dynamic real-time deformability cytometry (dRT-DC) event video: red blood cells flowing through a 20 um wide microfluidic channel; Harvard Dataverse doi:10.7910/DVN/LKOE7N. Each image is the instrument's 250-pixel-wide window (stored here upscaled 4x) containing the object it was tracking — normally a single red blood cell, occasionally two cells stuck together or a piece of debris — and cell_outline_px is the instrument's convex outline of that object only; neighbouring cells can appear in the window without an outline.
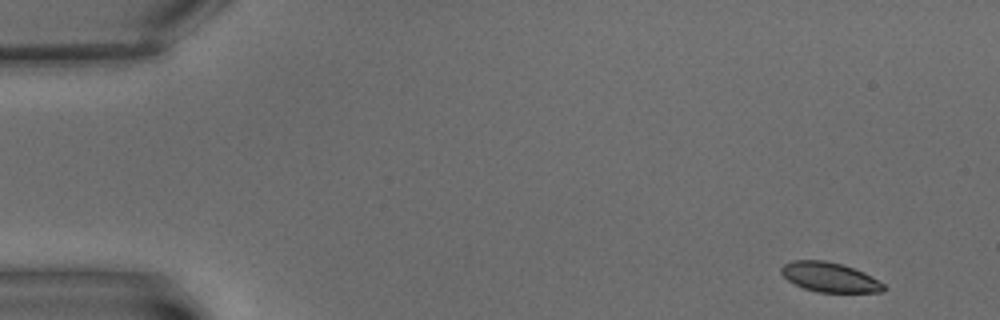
{"species": "common noctule bat (a hibernating species)", "species_latin": "Nyctalus noctula", "temperature_condition": "warm", "stored_images_in_passage": 9, "camera_frame_rate_fps": 3000, "um_per_image_px": 0.085, "animal": {"sex": "male", "body_mass_g": 15.6}, "frame": {"image": 1, "passage_image": 1, "time_ms": 0.0, "image_size_px": [1000, 320], "cell_outline_px": [[884, 292], [816, 292], [804, 288], [788, 280], [780, 272], [780, 268], [784, 264], [792, 260], [824, 260], [840, 264], [864, 272], [872, 276], [884, 284]], "centroid_in_image_um": [70.51, 23.56], "position_along_channel_um": 14.5, "area_um2": 17.57}}
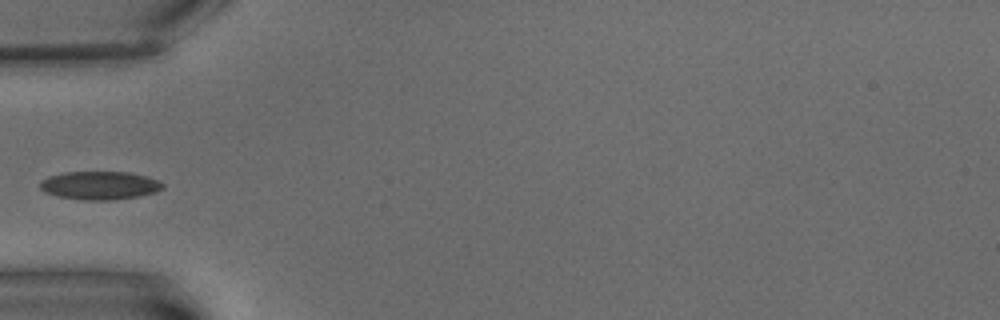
{"frame": {"image": 2, "passage_image": 6, "time_ms": 6.0, "image_size_px": [1000, 320], "cell_outline_px": [[164, 188], [156, 192], [140, 196], [112, 200], [80, 200], [56, 196], [44, 192], [40, 188], [40, 180], [48, 176], [64, 172], [128, 172], [160, 180], [164, 184]], "centroid_in_image_um": [8.46, 15.77], "position_along_channel_um": 76.5, "area_um2": 20.46}}
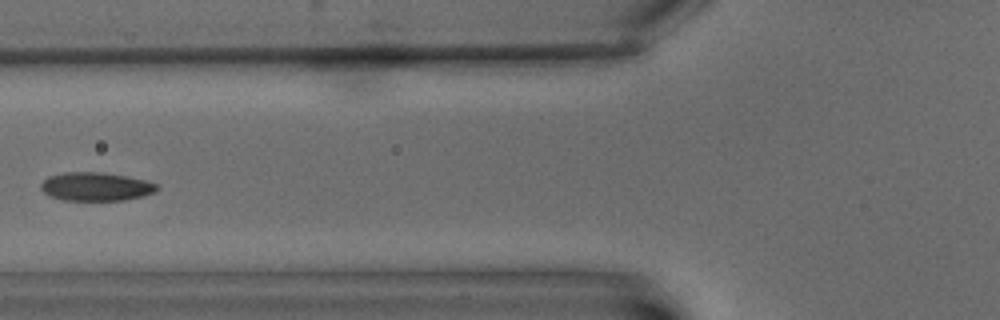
{"frame": {"image": 3, "passage_image": 7, "time_ms": 7.333, "image_size_px": [1000, 320], "cell_outline_px": [[160, 188], [156, 192], [144, 196], [124, 200], [64, 200], [48, 196], [40, 188], [40, 184], [48, 176], [64, 172], [100, 172], [124, 176], [144, 180], [160, 184]], "centroid_in_image_um": [8.16, 15.86], "position_along_channel_um": 117.6, "area_um2": 19.42}}